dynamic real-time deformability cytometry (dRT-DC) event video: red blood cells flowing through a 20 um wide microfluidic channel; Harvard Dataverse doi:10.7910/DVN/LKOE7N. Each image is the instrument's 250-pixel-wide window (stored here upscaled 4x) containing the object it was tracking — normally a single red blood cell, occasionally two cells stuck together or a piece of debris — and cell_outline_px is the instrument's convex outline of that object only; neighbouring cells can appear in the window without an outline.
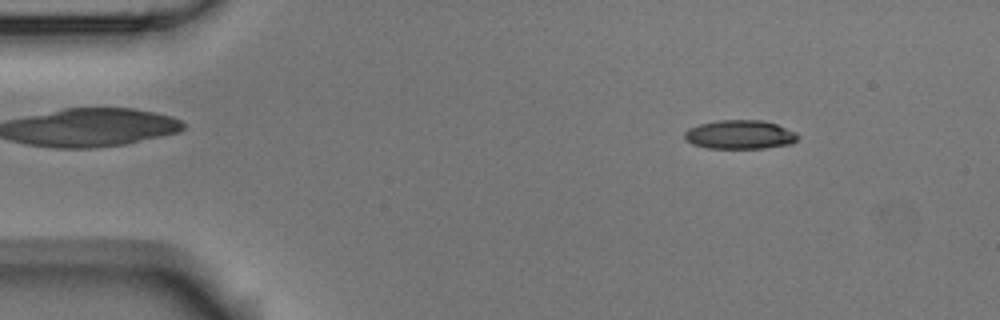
{"species": "Egyptian fruit bat (a non-hibernating species)", "species_latin": "Rousettus aegyptiacus", "temperature_condition": "room temperature", "stored_images_in_passage": 4, "camera_frame_rate_fps": 3000, "um_per_image_px": 0.085, "animal": {"sex": "male"}, "frame": {"image": 1, "passage_image": 2, "time_ms": 0.333, "image_size_px": [1000, 320], "cell_outline_px": [[800, 136], [792, 144], [764, 148], [708, 148], [692, 144], [684, 140], [684, 132], [688, 128], [700, 124], [716, 120], [764, 120], [776, 124], [796, 132]], "centroid_in_image_um": [62.88, 11.44], "position_along_channel_um": 22.1, "area_um2": 19.25}}